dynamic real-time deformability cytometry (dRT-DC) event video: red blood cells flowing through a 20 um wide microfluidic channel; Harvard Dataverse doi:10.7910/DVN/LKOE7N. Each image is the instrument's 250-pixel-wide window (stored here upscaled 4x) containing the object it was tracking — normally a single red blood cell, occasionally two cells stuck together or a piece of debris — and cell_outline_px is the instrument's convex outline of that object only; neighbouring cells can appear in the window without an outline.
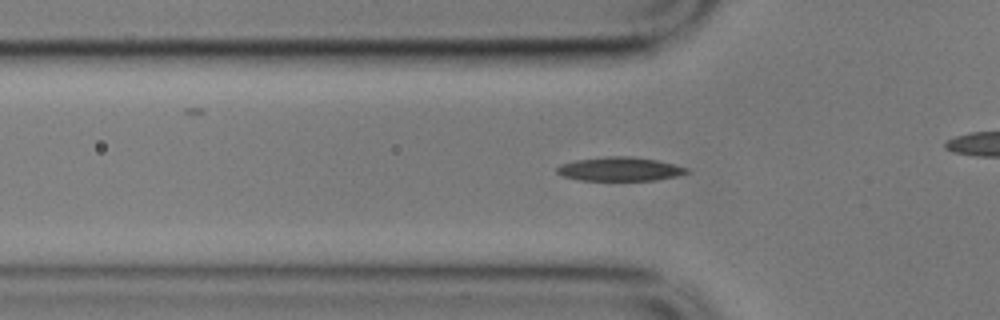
{"species": "common noctule bat (a hibernating species)", "species_latin": "Nyctalus noctula", "temperature_condition": "cold", "stored_images_in_passage": 57, "camera_frame_rate_fps": 3000, "um_per_image_px": 0.085, "animal": {"sex": "male", "body_mass_g": 17.9}, "frame": {"image": 1, "passage_image": 17, "time_ms": 5.333, "image_size_px": [1000, 320], "cell_outline_px": [[688, 172], [676, 176], [656, 180], [580, 180], [564, 176], [556, 172], [556, 168], [560, 164], [576, 160], [608, 156], [628, 156], [656, 160], [688, 168]], "centroid_in_image_um": [52.65, 14.37], "position_along_channel_um": 73.1, "area_um2": 17.8}}
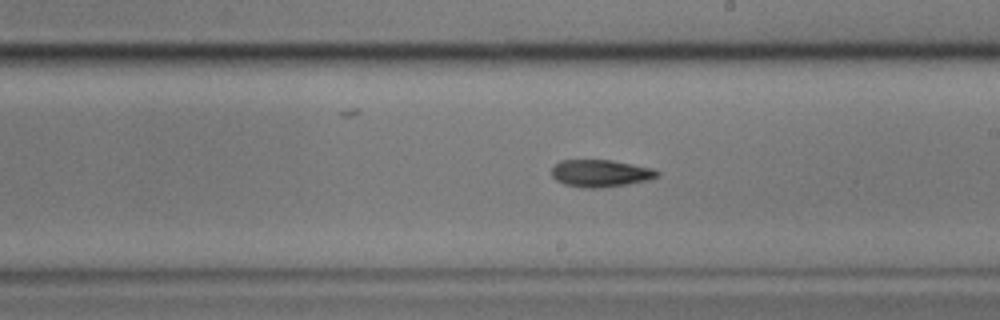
{"frame": {"image": 2, "passage_image": 31, "time_ms": 10.0, "image_size_px": [1000, 320], "cell_outline_px": [[660, 176], [648, 180], [628, 184], [600, 188], [584, 188], [564, 184], [556, 180], [552, 176], [552, 168], [560, 160], [612, 160], [652, 168], [660, 172]], "centroid_in_image_um": [51.06, 14.73], "position_along_channel_um": 237.9, "area_um2": 16.82}}
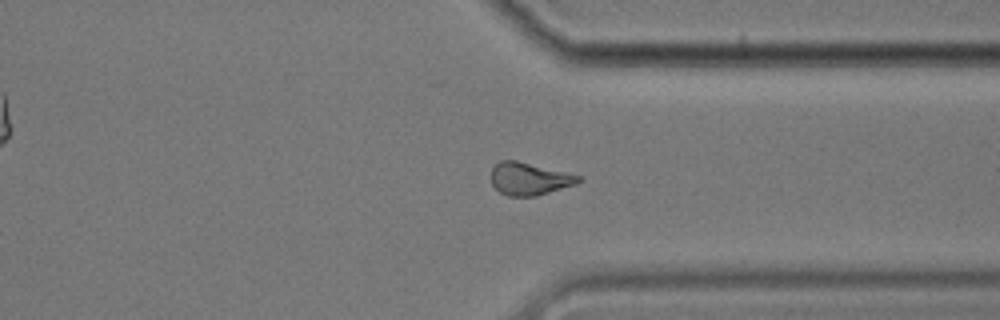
{"frame": {"image": 3, "passage_image": 42, "time_ms": 13.667, "image_size_px": [1000, 320], "cell_outline_px": [[584, 180], [576, 184], [536, 196], [508, 196], [500, 192], [492, 184], [492, 168], [500, 160], [516, 160], [568, 172], [584, 176]], "centroid_in_image_um": [45.05, 15.19], "position_along_channel_um": 366.4, "area_um2": 16.7}}